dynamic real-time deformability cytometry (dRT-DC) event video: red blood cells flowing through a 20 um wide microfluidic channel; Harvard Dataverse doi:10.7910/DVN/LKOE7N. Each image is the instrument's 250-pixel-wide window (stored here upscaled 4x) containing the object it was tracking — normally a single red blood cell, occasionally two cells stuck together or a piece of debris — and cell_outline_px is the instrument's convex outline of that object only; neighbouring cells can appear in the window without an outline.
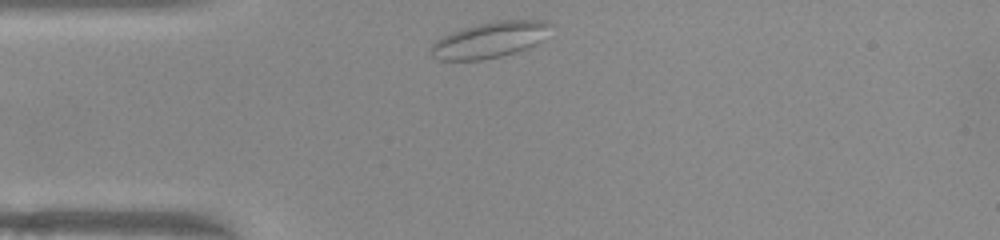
{"species": "common noctule bat (a hibernating species)", "species_latin": "Nyctalus noctula", "temperature_condition": "warm", "stored_images_in_passage": 31, "camera_frame_rate_fps": 3000, "um_per_image_px": 0.085, "animal": {"sex": "female", "body_mass_g": 22.0, "forearm_length_mm": 56.7}, "frame": {"image": 1, "passage_image": 1, "time_ms": 0.0, "image_size_px": [1000, 240], "cell_outline_px": [[552, 24], [540, 40], [536, 44], [528, 48], [500, 56], [480, 60], [440, 60], [432, 56], [432, 44], [436, 40], [452, 32], [464, 28], [496, 20], [544, 20]], "centroid_in_image_um": [41.63, 3.39], "position_along_channel_um": 43.4, "area_um2": 24.51}}
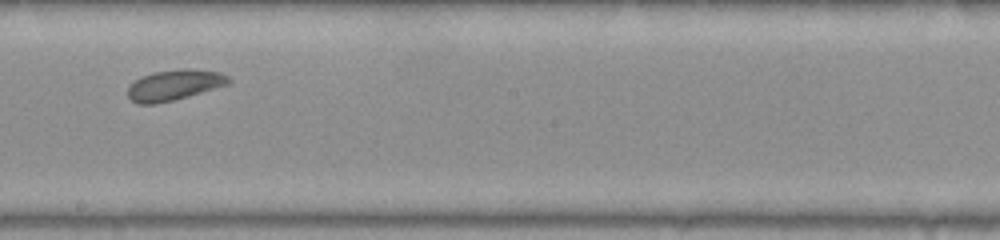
{"frame": {"image": 2, "passage_image": 17, "time_ms": 5.333, "image_size_px": [1000, 240], "cell_outline_px": [[232, 80], [228, 84], [188, 96], [156, 104], [136, 104], [128, 96], [128, 88], [140, 76], [152, 72], [184, 68], [192, 68], [220, 72], [228, 76]], "centroid_in_image_um": [14.82, 7.21], "position_along_channel_um": 233.4, "area_um2": 17.98}}
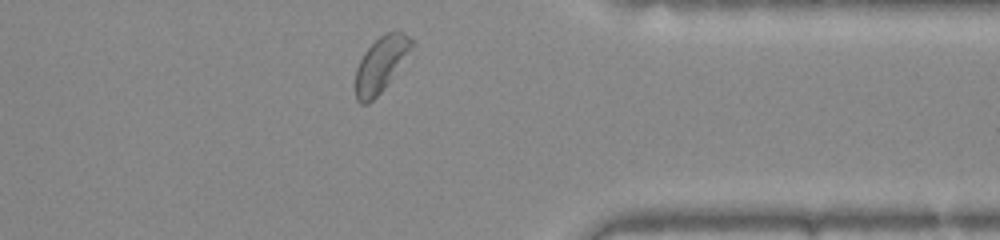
{"frame": {"image": 3, "passage_image": 29, "time_ms": 9.333, "image_size_px": [1000, 240], "cell_outline_px": [[416, 44], [384, 88], [368, 104], [360, 104], [356, 100], [356, 68], [364, 52], [380, 36], [388, 32], [404, 32]], "centroid_in_image_um": [32.38, 5.47], "position_along_channel_um": 379.0, "area_um2": 17.8}, "authors_computed_cell_mechanics": {"area_um2": 18.0914, "velocity_mm_per_s": 3.8949, "shape_relaxation_time_tau1_ms": null, "shape_relaxation_time_tau2_ms": 1.8244, "deformation_change_tau1": null, "deformation_change_tau2": 0.0757}}